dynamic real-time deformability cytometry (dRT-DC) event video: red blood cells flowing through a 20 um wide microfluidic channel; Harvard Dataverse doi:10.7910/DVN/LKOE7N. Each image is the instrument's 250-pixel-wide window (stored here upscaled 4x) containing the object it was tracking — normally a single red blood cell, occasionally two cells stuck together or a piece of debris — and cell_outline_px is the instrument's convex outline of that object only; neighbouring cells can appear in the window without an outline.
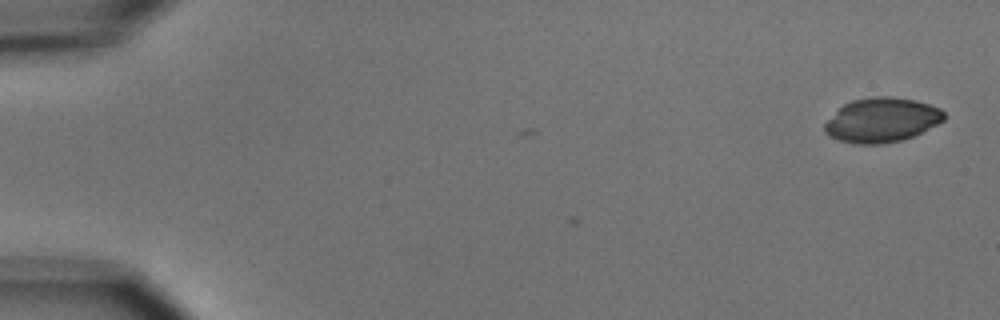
{"species": "common noctule bat (a hibernating species)", "species_latin": "Nyctalus noctula", "temperature_condition": "cold", "stored_images_in_passage": 3, "camera_frame_rate_fps": 3000, "um_per_image_px": 0.085, "animal": {"sex": "male", "body_mass_g": 15.6}, "frame": {"image": 1, "passage_image": 3, "time_ms": 2.333, "image_size_px": [1000, 320], "cell_outline_px": [[944, 120], [912, 136], [900, 140], [880, 144], [856, 144], [840, 140], [824, 132], [824, 124], [844, 104], [852, 100], [872, 96], [892, 96], [912, 100], [928, 104], [940, 108], [944, 112]], "centroid_in_image_um": [74.94, 10.19], "position_along_channel_um": 10.1, "area_um2": 30.46}}